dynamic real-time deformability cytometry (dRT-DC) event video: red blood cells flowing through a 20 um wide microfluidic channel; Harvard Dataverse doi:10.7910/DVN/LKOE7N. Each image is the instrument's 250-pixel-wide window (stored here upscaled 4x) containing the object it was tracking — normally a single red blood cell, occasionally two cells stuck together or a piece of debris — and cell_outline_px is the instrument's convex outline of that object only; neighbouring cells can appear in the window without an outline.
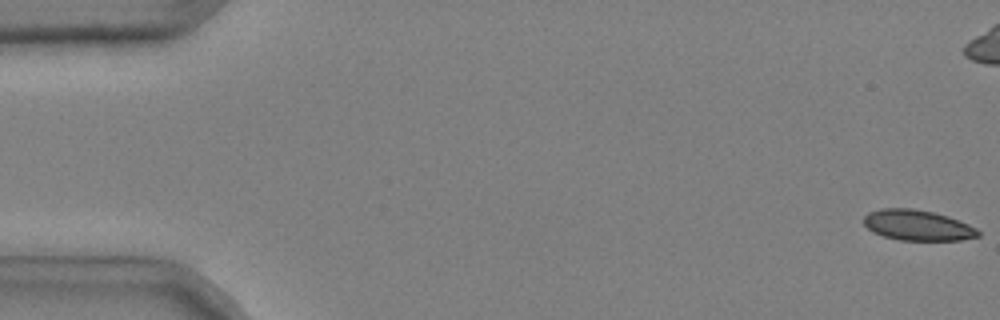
{"species": "common noctule bat (a hibernating species)", "species_latin": "Nyctalus noctula", "temperature_condition": "cold", "stored_images_in_passage": 14, "camera_frame_rate_fps": 3000, "um_per_image_px": 0.085, "animal": {"sex": "male", "body_mass_g": 20.4}, "frame": {"image": 1, "passage_image": 1, "time_ms": 0.0, "image_size_px": [1000, 320], "cell_outline_px": [[980, 236], [960, 240], [900, 240], [884, 236], [872, 232], [864, 224], [864, 216], [868, 212], [880, 208], [912, 208], [932, 212], [948, 216], [968, 224], [976, 228], [980, 232]], "centroid_in_image_um": [77.98, 19.14], "position_along_channel_um": 7.0, "area_um2": 20.35}}